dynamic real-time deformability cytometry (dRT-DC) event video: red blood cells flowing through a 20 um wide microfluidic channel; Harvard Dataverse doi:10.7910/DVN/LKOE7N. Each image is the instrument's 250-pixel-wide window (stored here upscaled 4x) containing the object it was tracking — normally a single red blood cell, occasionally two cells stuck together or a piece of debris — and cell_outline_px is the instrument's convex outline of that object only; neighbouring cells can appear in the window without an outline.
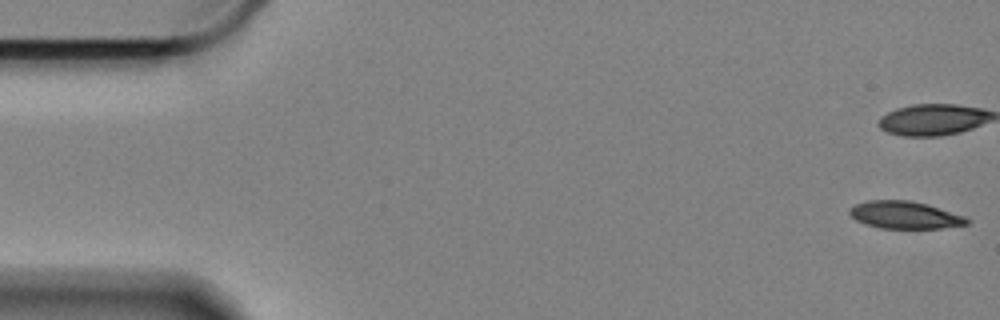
{"species": "Egyptian fruit bat (a non-hibernating species)", "species_latin": "Rousettus aegyptiacus", "temperature_condition": "cold", "stored_images_in_passage": 59, "camera_frame_rate_fps": 3000, "um_per_image_px": 0.085, "animal": {"sex": "female"}, "frame": {"image": 1, "passage_image": 1, "time_ms": 0.0, "image_size_px": [1000, 320], "cell_outline_px": [[968, 224], [940, 228], [880, 228], [856, 220], [848, 212], [856, 204], [868, 200], [908, 200], [924, 204], [964, 216], [968, 220]], "centroid_in_image_um": [76.88, 18.27], "position_along_channel_um": 8.1, "area_um2": 18.21}, "authors_computed_cell_mechanics": {"area_um2": 20.4034, "velocity_mm_per_s": 3.329, "shape_relaxation_time_tau1_ms": 5.6549, "shape_relaxation_time_tau2_ms": null, "deformation_change_tau1": 0.1527, "deformation_change_tau2": null}}